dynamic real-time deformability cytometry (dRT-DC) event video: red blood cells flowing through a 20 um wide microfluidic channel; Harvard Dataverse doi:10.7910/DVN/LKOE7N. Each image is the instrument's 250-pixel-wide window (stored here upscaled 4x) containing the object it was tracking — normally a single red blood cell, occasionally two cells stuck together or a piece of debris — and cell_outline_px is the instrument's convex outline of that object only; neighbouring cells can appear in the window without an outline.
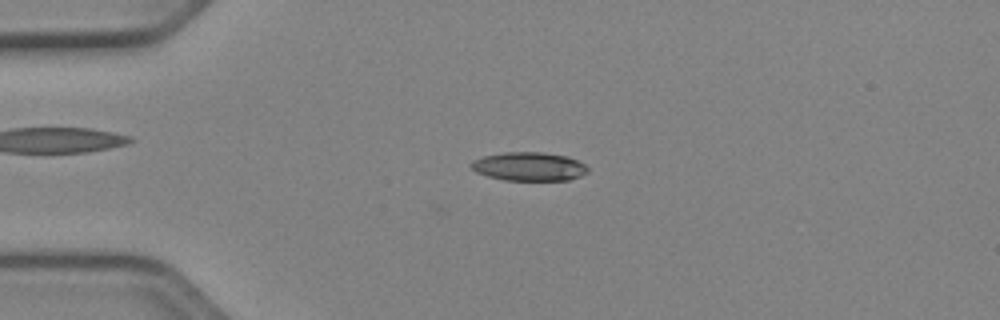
{"species": "Egyptian fruit bat (a non-hibernating species)", "species_latin": "Rousettus aegyptiacus", "temperature_condition": "cold", "stored_images_in_passage": 34, "camera_frame_rate_fps": 3000, "um_per_image_px": 0.085, "animal": {"sex": "female"}, "frame": {"image": 1, "passage_image": 1, "time_ms": 0.0, "image_size_px": [1000, 320], "cell_outline_px": [[588, 172], [580, 176], [568, 180], [504, 180], [488, 176], [476, 172], [468, 164], [472, 160], [484, 156], [504, 152], [544, 152], [568, 156], [584, 164], [588, 168]], "centroid_in_image_um": [44.96, 14.15], "position_along_channel_um": 40.0, "area_um2": 19.54}}
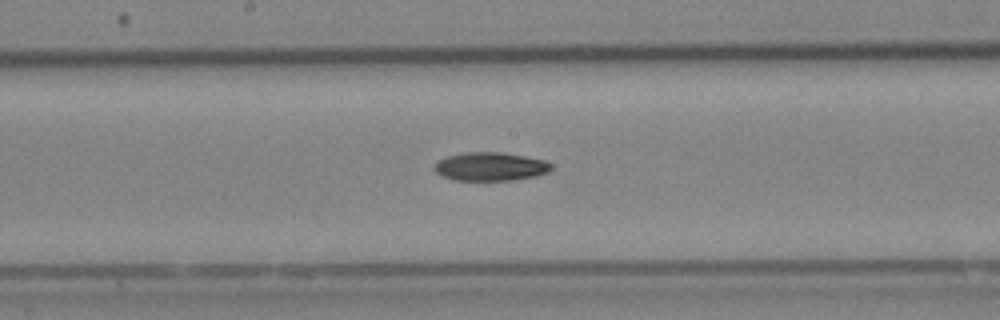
{"frame": {"image": 2, "passage_image": 16, "time_ms": 5.0, "image_size_px": [1000, 320], "cell_outline_px": [[552, 168], [548, 172], [536, 176], [512, 180], [452, 180], [440, 176], [432, 168], [440, 160], [448, 156], [464, 152], [500, 152], [524, 156], [544, 160], [552, 164]], "centroid_in_image_um": [41.67, 14.16], "position_along_channel_um": 206.5, "area_um2": 19.42}}
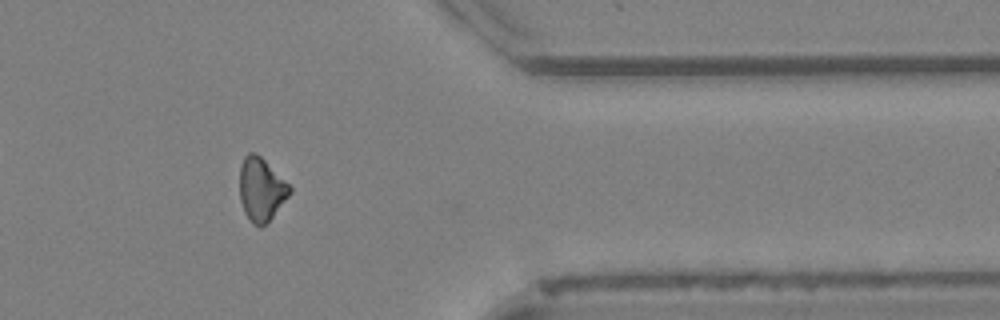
{"frame": {"image": 3, "passage_image": 31, "time_ms": 10.0, "image_size_px": [1000, 320], "cell_outline_px": [[292, 192], [272, 216], [260, 228], [252, 224], [244, 212], [240, 200], [240, 164], [244, 156], [248, 152], [256, 152], [292, 188]], "centroid_in_image_um": [22.17, 16.09], "position_along_channel_um": 389.2, "area_um2": 18.26}, "authors_computed_cell_mechanics": {"area_um2": 19.5653, "velocity_mm_per_s": 3.955, "shape_relaxation_time_tau1_ms": 6.3671, "shape_relaxation_time_tau2_ms": null, "deformation_change_tau1": 0.1501, "deformation_change_tau2": null}}